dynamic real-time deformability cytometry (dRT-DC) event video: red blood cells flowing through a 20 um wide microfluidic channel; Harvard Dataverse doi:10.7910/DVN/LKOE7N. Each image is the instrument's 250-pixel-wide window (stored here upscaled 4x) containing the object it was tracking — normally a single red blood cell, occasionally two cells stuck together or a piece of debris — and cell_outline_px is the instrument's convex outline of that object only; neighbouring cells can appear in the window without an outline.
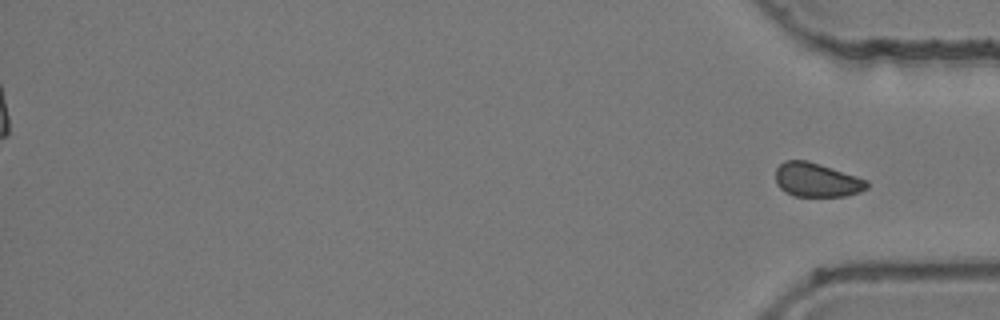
{"species": "common noctule bat (a hibernating species)", "species_latin": "Nyctalus noctula", "temperature_condition": "room temperature", "stored_images_in_passage": 38, "segment_of_instrument_passage": [2, 2], "camera_frame_rate_fps": 3000, "um_per_image_px": 0.085, "animal": {"sex": "female", "body_mass_g": 24.6, "forearm_length_mm": 56.2}, "frame": {"image": 1, "passage_image": 38, "time_ms": 12.333, "image_size_px": [1000, 320], "cell_outline_px": [[868, 188], [860, 192], [848, 196], [792, 196], [784, 192], [776, 184], [776, 168], [784, 160], [808, 160], [868, 180]], "centroid_in_image_um": [69.41, 15.3], "position_along_channel_um": 365.8, "area_um2": 18.26}}